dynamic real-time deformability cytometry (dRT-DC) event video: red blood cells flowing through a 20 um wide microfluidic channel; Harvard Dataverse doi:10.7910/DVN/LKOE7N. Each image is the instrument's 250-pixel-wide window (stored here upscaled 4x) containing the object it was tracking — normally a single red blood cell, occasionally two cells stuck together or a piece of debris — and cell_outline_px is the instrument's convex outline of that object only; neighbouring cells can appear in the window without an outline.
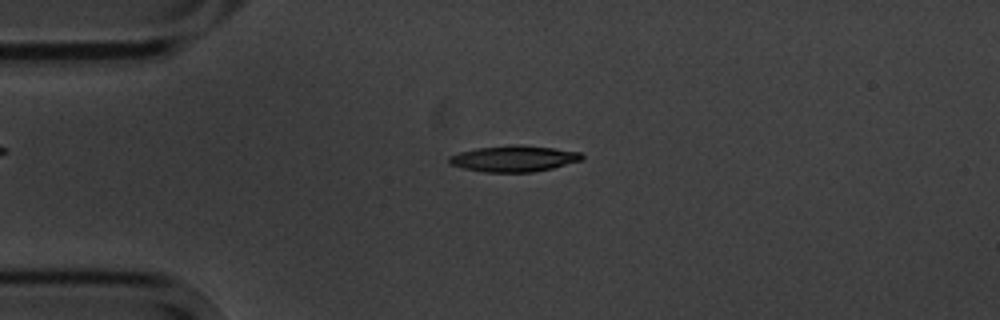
{"species": "common noctule bat (a hibernating species)", "species_latin": "Nyctalus noctula", "temperature_condition": "cold", "stored_images_in_passage": 9, "camera_frame_rate_fps": 3000, "um_per_image_px": 0.085, "animal": {"sex": "male", "body_mass_g": 20.1, "forearm_length_mm": 53.5}, "frame": {"image": 1, "passage_image": 2, "time_ms": 1.0, "image_size_px": [1000, 320], "cell_outline_px": [[584, 160], [552, 168], [532, 172], [484, 172], [464, 168], [448, 164], [448, 156], [460, 152], [476, 148], [512, 144], [520, 144], [552, 148], [580, 152], [584, 156]], "centroid_in_image_um": [43.67, 13.48], "position_along_channel_um": 41.3, "area_um2": 20.35}}
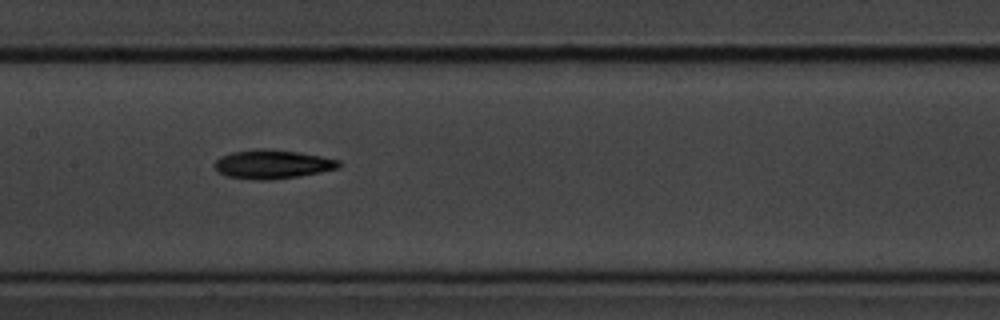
{"frame": {"image": 2, "passage_image": 6, "time_ms": 5.667, "image_size_px": [1000, 320], "cell_outline_px": [[340, 168], [300, 176], [268, 180], [252, 180], [228, 176], [220, 172], [212, 164], [220, 156], [232, 152], [256, 148], [268, 148], [300, 152], [340, 160]], "centroid_in_image_um": [23.15, 13.95], "position_along_channel_um": 184.2, "area_um2": 21.1}}
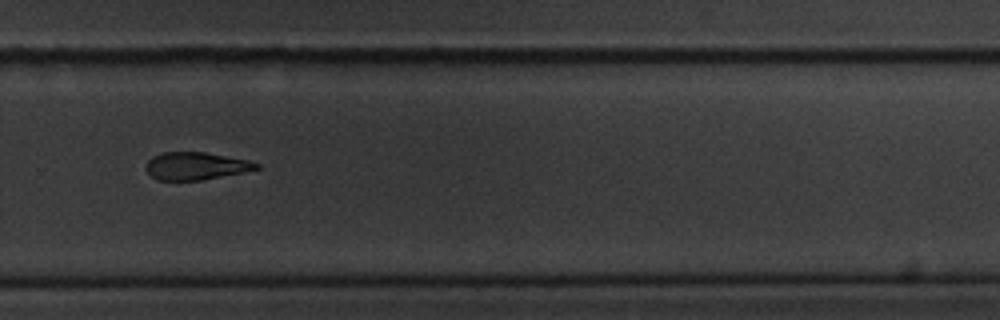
{"frame": {"image": 3, "passage_image": 9, "time_ms": 9.333, "image_size_px": [1000, 320], "cell_outline_px": [[260, 168], [244, 172], [200, 180], [156, 180], [144, 168], [148, 160], [152, 156], [164, 152], [204, 152], [248, 160], [260, 164]], "centroid_in_image_um": [16.62, 14.11], "position_along_channel_um": 313.2, "area_um2": 17.69}}